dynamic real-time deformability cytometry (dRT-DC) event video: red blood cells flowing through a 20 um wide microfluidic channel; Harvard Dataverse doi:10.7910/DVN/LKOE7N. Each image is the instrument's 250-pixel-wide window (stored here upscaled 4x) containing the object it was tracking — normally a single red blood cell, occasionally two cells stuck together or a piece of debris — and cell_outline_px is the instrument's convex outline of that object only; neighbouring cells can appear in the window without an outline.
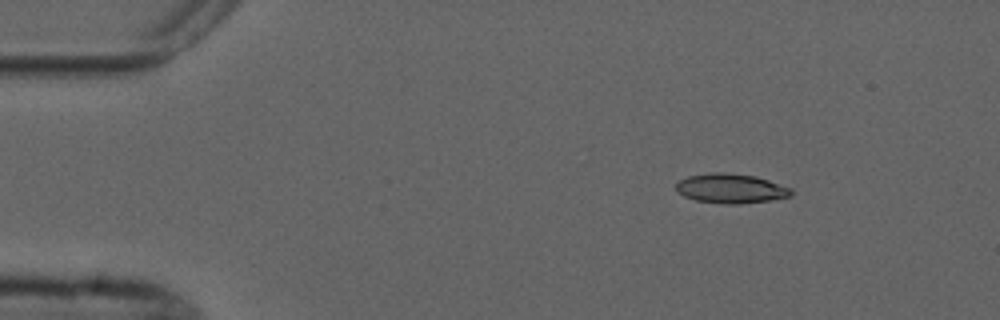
{"species": "common noctule bat (a hibernating species)", "species_latin": "Nyctalus noctula", "temperature_condition": "cold", "stored_images_in_passage": 5, "camera_frame_rate_fps": 3000, "um_per_image_px": 0.085, "animal": {"sex": "male", "forearm_length_mm": 52.5}, "frame": {"image": 1, "passage_image": 2, "time_ms": 1.333, "image_size_px": [1000, 320], "cell_outline_px": [[792, 196], [768, 200], [740, 204], [724, 204], [696, 200], [684, 196], [676, 192], [676, 184], [680, 180], [688, 176], [712, 172], [724, 172], [756, 176], [792, 188]], "centroid_in_image_um": [62.11, 16.02], "position_along_channel_um": 22.9, "area_um2": 19.83}}
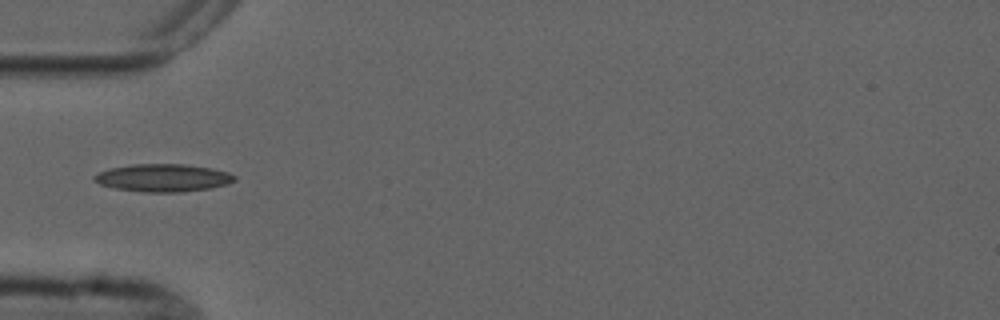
{"frame": {"image": 2, "passage_image": 5, "time_ms": 4.667, "image_size_px": [1000, 320], "cell_outline_px": [[236, 180], [228, 184], [208, 188], [180, 192], [144, 192], [116, 188], [100, 184], [92, 180], [92, 176], [108, 168], [132, 164], [184, 164], [212, 168], [228, 172], [236, 176]], "centroid_in_image_um": [13.85, 15.11], "position_along_channel_um": 71.2, "area_um2": 22.66}}